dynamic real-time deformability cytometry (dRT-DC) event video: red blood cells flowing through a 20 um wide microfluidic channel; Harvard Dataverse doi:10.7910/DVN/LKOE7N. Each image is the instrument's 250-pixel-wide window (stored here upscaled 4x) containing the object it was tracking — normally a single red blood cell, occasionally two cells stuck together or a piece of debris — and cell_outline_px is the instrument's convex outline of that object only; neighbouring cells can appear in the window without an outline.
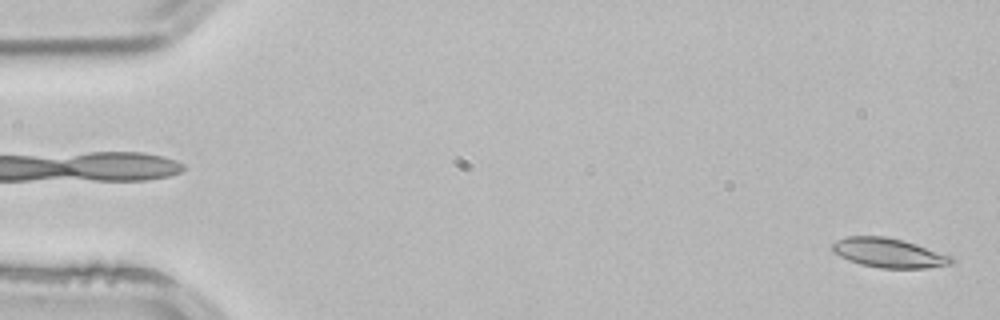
{"species": "common noctule bat (a hibernating species)", "species_latin": "Nyctalus noctula", "temperature_condition": "room temperature", "stored_images_in_passage": 3, "segment_of_instrument_passage": [2, 2], "camera_frame_rate_fps": 3000, "um_per_image_px": 0.085, "animal": {"sex": "male", "body_mass_g": 21.5, "forearm_length_mm": 52.0}, "frame": {"image": 1, "passage_image": 3, "time_ms": 0.667, "image_size_px": [1000, 320], "cell_outline_px": [[956, 260], [952, 264], [924, 268], [880, 268], [860, 264], [848, 260], [832, 252], [832, 244], [836, 240], [848, 236], [884, 236], [916, 244], [952, 256]], "centroid_in_image_um": [75.54, 21.5], "position_along_channel_um": 9.5, "area_um2": 20.35}}